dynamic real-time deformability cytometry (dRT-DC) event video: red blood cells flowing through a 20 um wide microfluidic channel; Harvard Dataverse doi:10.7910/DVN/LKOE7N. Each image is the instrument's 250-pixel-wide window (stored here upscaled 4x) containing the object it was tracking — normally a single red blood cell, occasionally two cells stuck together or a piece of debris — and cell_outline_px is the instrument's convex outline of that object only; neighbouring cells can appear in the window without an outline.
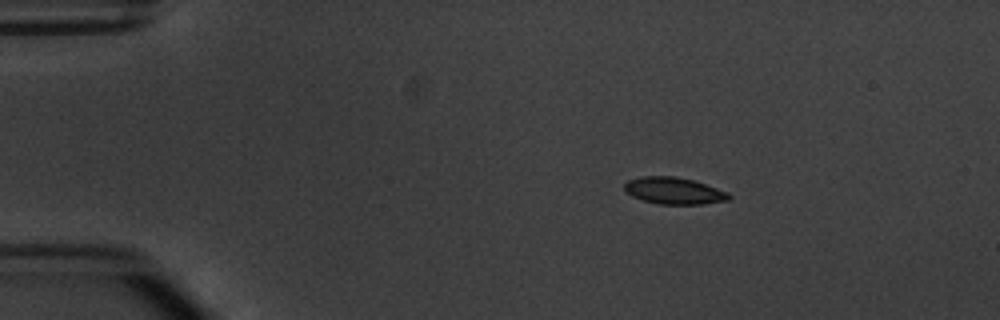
{"species": "common noctule bat (a hibernating species)", "species_latin": "Nyctalus noctula", "temperature_condition": "warm", "stored_images_in_passage": 3, "camera_frame_rate_fps": 3000, "um_per_image_px": 0.085, "animal": {"sex": "male", "body_mass_g": 20.1, "forearm_length_mm": 53.5}, "frame": {"image": 1, "passage_image": 2, "time_ms": 1.0, "image_size_px": [1000, 320], "cell_outline_px": [[732, 196], [728, 200], [704, 204], [660, 204], [644, 200], [632, 196], [624, 188], [624, 184], [628, 180], [644, 176], [676, 176], [692, 180], [728, 192]], "centroid_in_image_um": [57.3, 16.21], "position_along_channel_um": 27.7, "area_um2": 16.13}}